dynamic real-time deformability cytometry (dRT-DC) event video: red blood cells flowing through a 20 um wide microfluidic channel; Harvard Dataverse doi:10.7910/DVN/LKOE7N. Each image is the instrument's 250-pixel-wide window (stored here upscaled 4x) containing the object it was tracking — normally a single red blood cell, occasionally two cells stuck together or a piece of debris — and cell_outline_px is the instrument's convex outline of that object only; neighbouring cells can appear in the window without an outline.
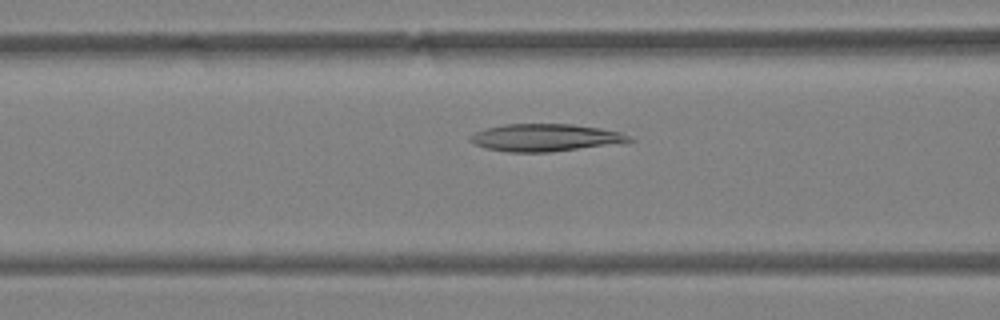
{"species": "Egyptian fruit bat (a non-hibernating species)", "species_latin": "Rousettus aegyptiacus", "temperature_condition": "warm", "stored_images_in_passage": 32, "camera_frame_rate_fps": 3000, "um_per_image_px": 0.085, "animal": {"sex": "female"}, "frame": {"image": 1, "passage_image": 4, "time_ms": 1.0, "image_size_px": [1000, 320], "cell_outline_px": [[636, 140], [628, 144], [552, 152], [508, 152], [484, 148], [468, 140], [468, 136], [484, 128], [504, 124], [572, 124], [600, 128], [620, 132]], "centroid_in_image_um": [46.43, 11.71], "position_along_channel_um": 120.2, "area_um2": 26.07}}
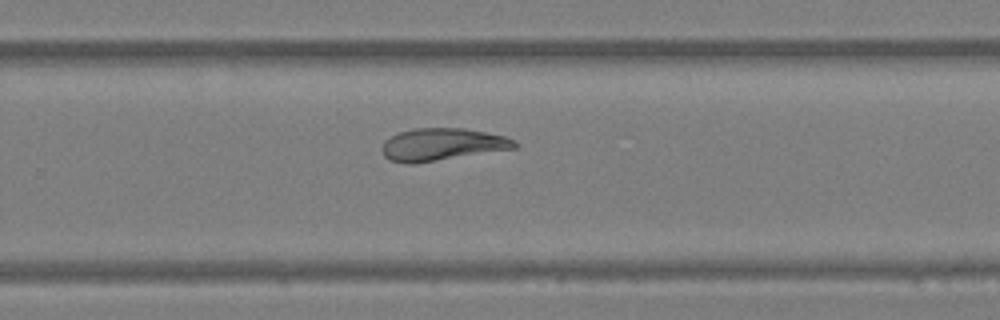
{"frame": {"image": 2, "passage_image": 16, "time_ms": 5.0, "image_size_px": [1000, 320], "cell_outline_px": [[520, 144], [516, 148], [412, 164], [408, 164], [388, 160], [384, 156], [380, 148], [384, 140], [400, 132], [416, 128], [464, 128], [504, 136], [516, 140]], "centroid_in_image_um": [37.56, 12.28], "position_along_channel_um": 292.2, "area_um2": 25.03}}
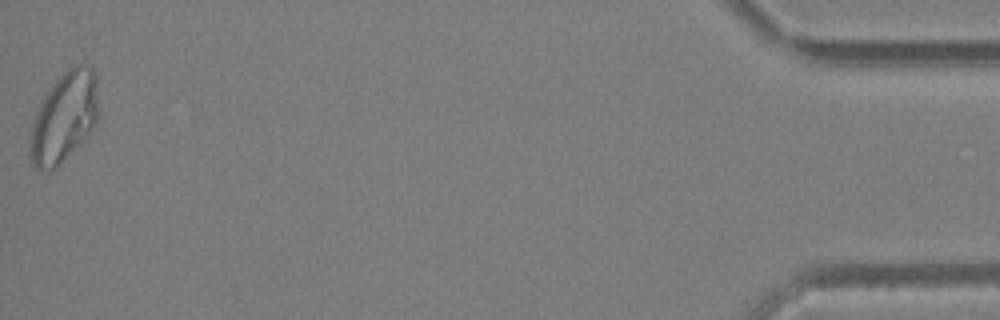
{"frame": {"image": 3, "passage_image": 32, "time_ms": 10.333, "image_size_px": [1000, 320], "cell_outline_px": [[100, 116], [96, 124], [56, 168], [36, 168], [32, 164], [28, 156], [28, 140], [32, 124], [36, 112], [44, 96], [52, 84], [68, 68], [76, 64], [88, 64], [96, 72]], "centroid_in_image_um": [5.46, 9.92], "position_along_channel_um": 429.7, "area_um2": 36.13}}